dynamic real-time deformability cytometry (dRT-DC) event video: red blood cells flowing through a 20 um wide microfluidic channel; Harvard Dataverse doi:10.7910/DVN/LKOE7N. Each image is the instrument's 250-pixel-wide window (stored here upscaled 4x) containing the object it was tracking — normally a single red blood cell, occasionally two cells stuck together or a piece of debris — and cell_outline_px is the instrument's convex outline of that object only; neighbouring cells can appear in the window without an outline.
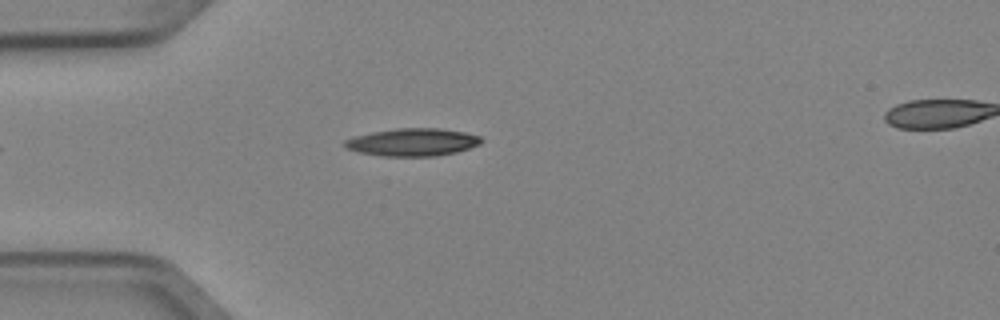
{"species": "Egyptian fruit bat (a non-hibernating species)", "species_latin": "Rousettus aegyptiacus", "temperature_condition": "cold", "stored_images_in_passage": 4, "camera_frame_rate_fps": 3000, "um_per_image_px": 0.085, "animal": {"sex": "female"}, "frame": {"image": 1, "passage_image": 4, "time_ms": 1.0, "image_size_px": [1000, 320], "cell_outline_px": [[484, 140], [480, 144], [456, 152], [436, 156], [384, 156], [360, 152], [348, 148], [344, 144], [344, 140], [352, 136], [372, 132], [396, 128], [440, 128], [464, 132], [480, 136]], "centroid_in_image_um": [35.08, 12.07], "position_along_channel_um": 49.9, "area_um2": 21.96}}